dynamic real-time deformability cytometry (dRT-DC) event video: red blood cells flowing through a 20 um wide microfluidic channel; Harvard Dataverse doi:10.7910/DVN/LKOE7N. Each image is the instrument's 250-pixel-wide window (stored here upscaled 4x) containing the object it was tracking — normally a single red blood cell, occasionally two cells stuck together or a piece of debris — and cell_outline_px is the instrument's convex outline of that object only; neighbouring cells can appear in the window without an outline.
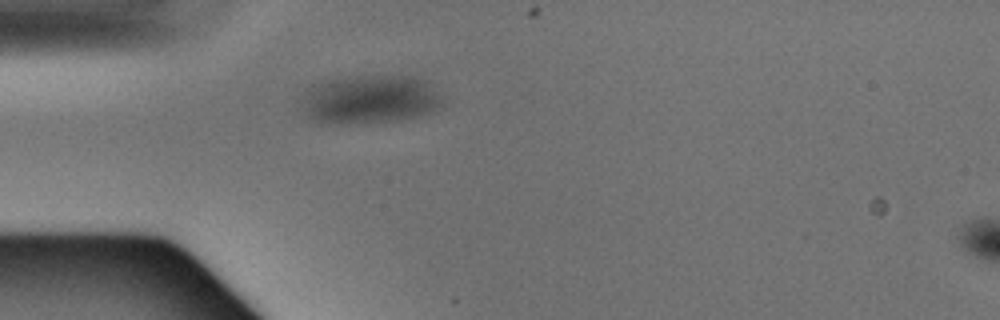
{"species": "Egyptian fruit bat (a non-hibernating species)", "species_latin": "Rousettus aegyptiacus", "temperature_condition": "warm", "stored_images_in_passage": 2, "segment_of_instrument_passage": [1, 2], "camera_frame_rate_fps": 3000, "um_per_image_px": 0.085, "animal": {"sex": "male"}, "frame": {"image": 1, "passage_image": 1, "time_ms": 0.0, "image_size_px": [1000, 320], "cell_outline_px": [[444, 108], [432, 112], [400, 120], [312, 120], [308, 116], [300, 104], [304, 96], [312, 84], [328, 80], [348, 76], [408, 76], [428, 80], [444, 100]], "centroid_in_image_um": [31.55, 8.38], "position_along_channel_um": 53.5, "area_um2": 38.96}}